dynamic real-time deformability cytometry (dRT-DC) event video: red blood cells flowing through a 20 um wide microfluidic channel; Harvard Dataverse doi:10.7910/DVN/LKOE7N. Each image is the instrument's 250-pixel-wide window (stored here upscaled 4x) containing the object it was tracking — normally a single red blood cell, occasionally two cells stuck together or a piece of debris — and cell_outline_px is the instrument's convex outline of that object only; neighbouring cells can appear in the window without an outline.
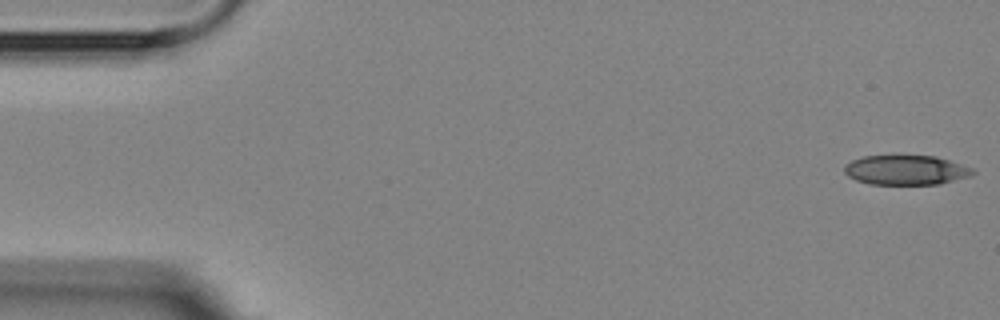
{"species": "Egyptian fruit bat (a non-hibernating species)", "species_latin": "Rousettus aegyptiacus", "temperature_condition": "room temperature", "stored_images_in_passage": 5, "segment_of_instrument_passage": [1, 2], "camera_frame_rate_fps": 3000, "um_per_image_px": 0.085, "animal": {"sex": "female"}, "frame": {"image": 1, "passage_image": 1, "time_ms": 0.0, "image_size_px": [1000, 320], "cell_outline_px": [[976, 172], [968, 176], [940, 184], [872, 184], [856, 180], [848, 176], [844, 172], [844, 168], [852, 160], [864, 156], [896, 152], [936, 156], [972, 168]], "centroid_in_image_um": [76.97, 14.4], "position_along_channel_um": 8.0, "area_um2": 22.89}}
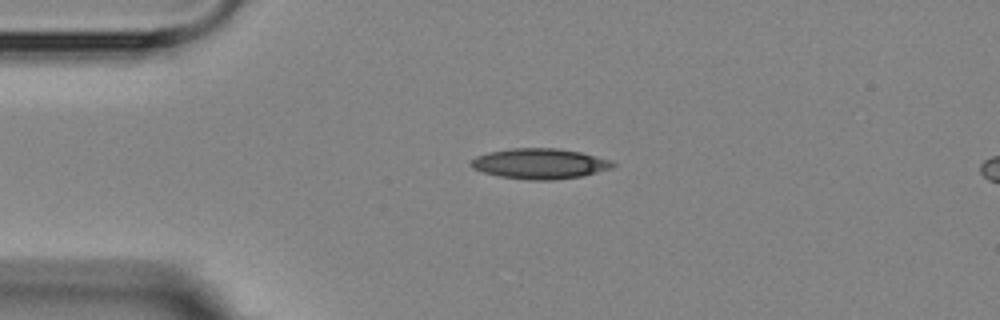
{"frame": {"image": 2, "passage_image": 4, "time_ms": 3.667, "image_size_px": [1000, 320], "cell_outline_px": [[616, 164], [612, 168], [584, 176], [552, 180], [528, 180], [500, 176], [484, 172], [472, 168], [468, 164], [476, 156], [488, 152], [512, 148], [556, 148], [580, 152], [608, 160]], "centroid_in_image_um": [45.85, 13.91], "position_along_channel_um": 39.1, "area_um2": 25.03}}